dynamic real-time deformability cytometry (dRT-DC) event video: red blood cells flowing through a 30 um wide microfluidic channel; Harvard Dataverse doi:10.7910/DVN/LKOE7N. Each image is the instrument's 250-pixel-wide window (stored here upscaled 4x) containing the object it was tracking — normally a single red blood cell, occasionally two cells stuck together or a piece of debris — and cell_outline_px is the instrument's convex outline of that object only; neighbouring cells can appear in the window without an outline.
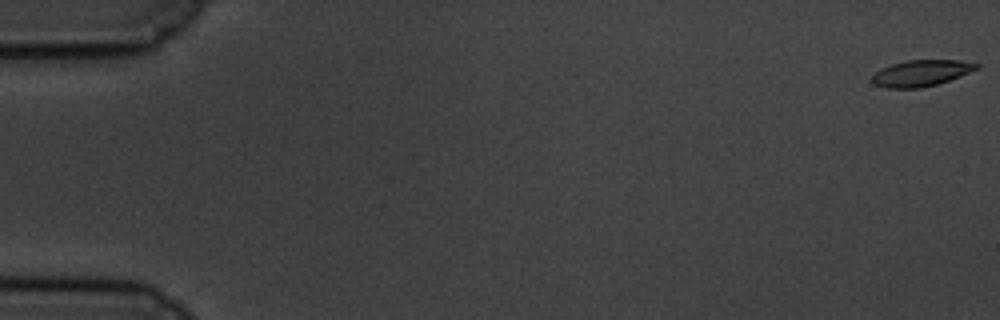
{"species": "common noctule bat (a hibernating species)", "species_latin": "Nyctalus noctula", "temperature_condition": "cold", "stored_images_in_passage": 60, "camera_frame_rate_fps": 3000, "um_per_image_px": 0.085, "animal": {"sex": "male", "body_mass_g": 19.5, "forearm_length_mm": 54.6}, "frame": {"image": 1, "passage_image": 1, "time_ms": 0.0, "image_size_px": [1000, 320], "cell_outline_px": [[980, 68], [960, 76], [936, 84], [920, 88], [884, 88], [876, 84], [872, 80], [872, 76], [880, 68], [892, 64], [908, 60], [956, 60], [980, 64]], "centroid_in_image_um": [78.3, 6.21], "position_along_channel_um": 6.7, "area_um2": 15.84}}
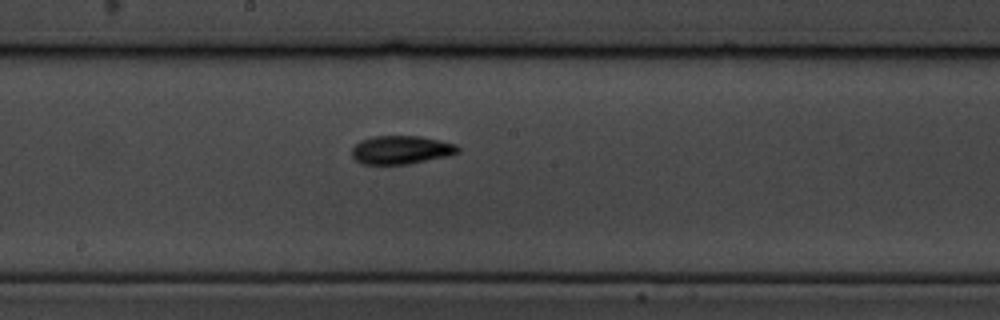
{"frame": {"image": 2, "passage_image": 33, "time_ms": 10.667, "image_size_px": [1000, 320], "cell_outline_px": [[460, 152], [448, 156], [408, 164], [364, 164], [356, 160], [352, 156], [352, 148], [360, 140], [372, 136], [420, 136], [440, 140], [456, 144], [460, 148]], "centroid_in_image_um": [34.11, 12.73], "position_along_channel_um": 214.1, "area_um2": 17.63}}
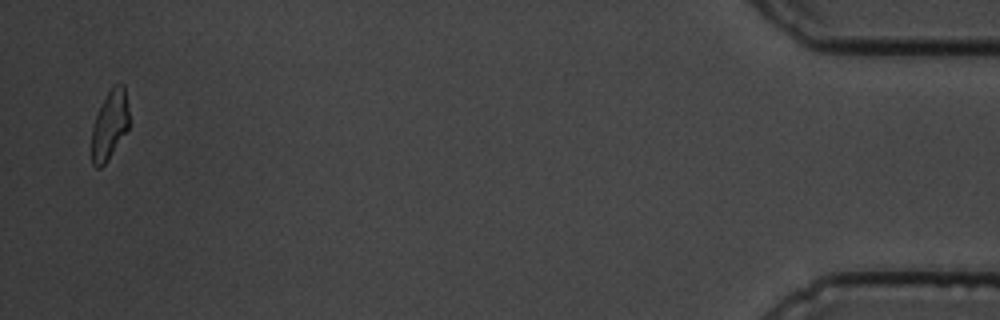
{"frame": {"image": 3, "passage_image": 59, "time_ms": 19.333, "image_size_px": [1000, 320], "cell_outline_px": [[128, 128], [104, 164], [100, 168], [96, 168], [92, 164], [92, 128], [96, 116], [108, 92], [116, 84], [124, 84], [128, 104]], "centroid_in_image_um": [9.32, 10.62], "position_along_channel_um": 425.9, "area_um2": 14.57}, "authors_computed_cell_mechanics": {"area_um2": 16.473, "velocity_mm_per_s": 3.3925, "shape_relaxation_time_tau1_ms": 3.1426, "shape_relaxation_time_tau2_ms": 4.2888, "deformation_change_tau1": 0.1167, "deformation_change_tau2": 0.105}}